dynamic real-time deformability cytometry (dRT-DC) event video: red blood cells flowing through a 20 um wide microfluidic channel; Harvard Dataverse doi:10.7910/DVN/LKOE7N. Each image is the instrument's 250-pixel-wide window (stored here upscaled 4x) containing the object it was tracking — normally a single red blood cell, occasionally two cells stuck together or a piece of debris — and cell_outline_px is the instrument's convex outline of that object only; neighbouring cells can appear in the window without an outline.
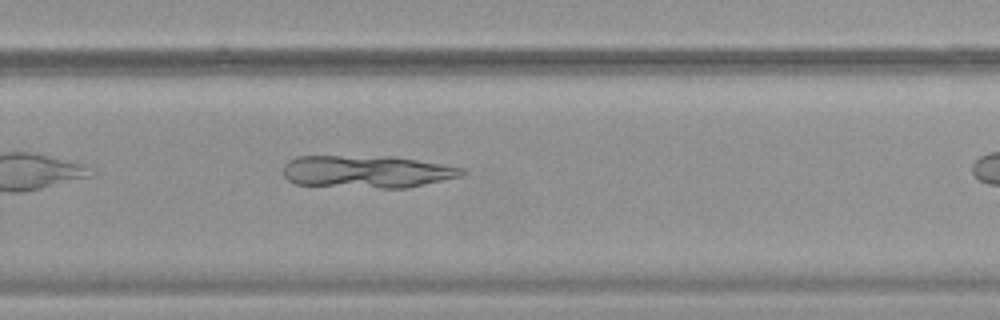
{"species": "common noctule bat (a hibernating species)", "species_latin": "Nyctalus noctula", "temperature_condition": "warm", "stored_images_in_passage": 28, "camera_frame_rate_fps": 3000, "um_per_image_px": 0.085, "animal": {"sex": "female", "body_mass_g": 19.9}, "frame": {"image": 1, "passage_image": 20, "time_ms": 6.333, "image_size_px": [1000, 320], "cell_outline_px": [[464, 172], [460, 176], [408, 188], [380, 188], [296, 184], [288, 180], [284, 176], [284, 164], [288, 160], [296, 156], [392, 156], [464, 168]], "centroid_in_image_um": [31.14, 14.58], "position_along_channel_um": 298.7, "area_um2": 33.7}}